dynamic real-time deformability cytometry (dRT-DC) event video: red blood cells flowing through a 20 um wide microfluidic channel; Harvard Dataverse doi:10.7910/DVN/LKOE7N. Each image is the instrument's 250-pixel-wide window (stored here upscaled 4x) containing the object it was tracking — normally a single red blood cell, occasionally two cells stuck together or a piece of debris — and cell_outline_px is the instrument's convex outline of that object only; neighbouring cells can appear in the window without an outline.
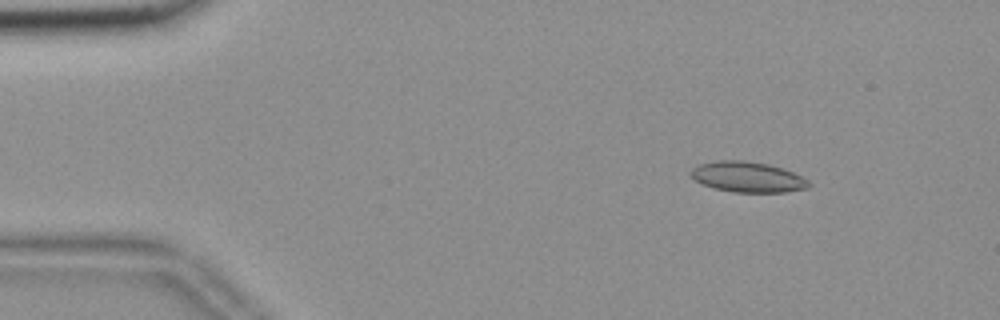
{"species": "common noctule bat (a hibernating species)", "species_latin": "Nyctalus noctula", "temperature_condition": "room temperature", "stored_images_in_passage": 54, "camera_frame_rate_fps": 3000, "um_per_image_px": 0.085, "animal": {"sex": "female", "body_mass_g": 18.4}, "frame": {"image": 1, "passage_image": 6, "time_ms": 1.667, "image_size_px": [1000, 320], "cell_outline_px": [[812, 184], [808, 188], [784, 192], [732, 192], [716, 188], [704, 184], [696, 180], [688, 172], [692, 168], [700, 164], [720, 160], [744, 160], [768, 164], [792, 172], [808, 180]], "centroid_in_image_um": [63.55, 15.04], "position_along_channel_um": 21.4, "area_um2": 20.75}}
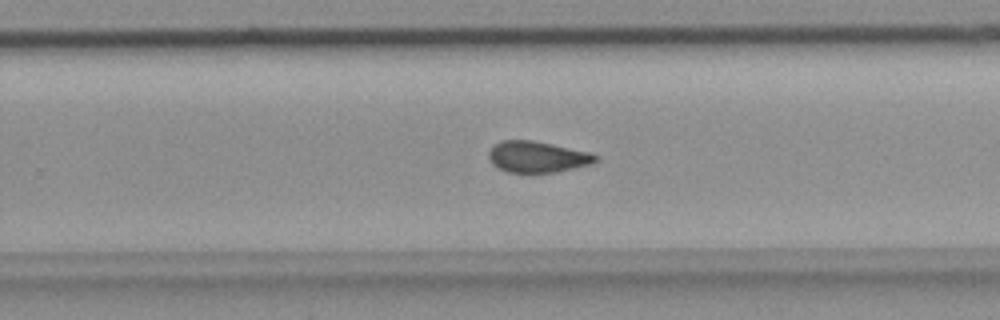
{"frame": {"image": 2, "passage_image": 34, "time_ms": 11.0, "image_size_px": [1000, 320], "cell_outline_px": [[596, 160], [588, 164], [556, 172], [508, 172], [492, 164], [488, 156], [488, 152], [500, 140], [532, 140], [592, 152], [596, 156]], "centroid_in_image_um": [45.64, 13.32], "position_along_channel_um": 284.2, "area_um2": 19.13}}
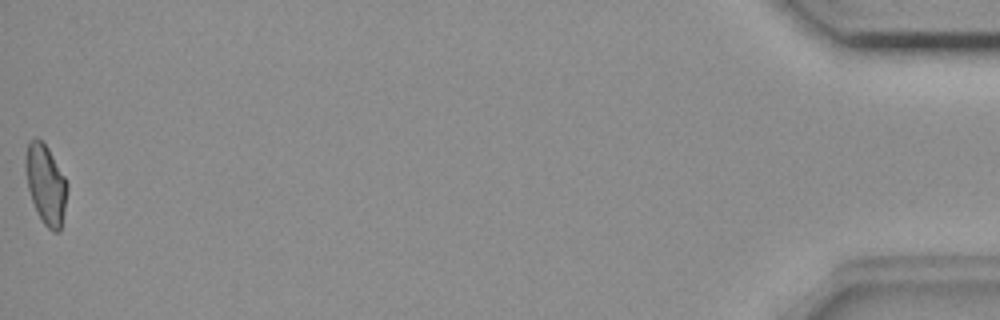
{"frame": {"image": 3, "passage_image": 54, "time_ms": 17.667, "image_size_px": [1000, 320], "cell_outline_px": [[68, 188], [60, 232], [52, 232], [44, 224], [32, 200], [28, 188], [24, 168], [24, 160], [28, 144], [36, 136], [48, 148], [64, 176], [68, 184]], "centroid_in_image_um": [3.89, 15.66], "position_along_channel_um": 431.3, "area_um2": 19.13}, "authors_computed_cell_mechanics": {"area_um2": 19.9121, "velocity_mm_per_s": 3.6927, "shape_relaxation_time_tau1_ms": null, "shape_relaxation_time_tau2_ms": 4.0723, "deformation_change_tau1": null, "deformation_change_tau2": 0.0959}}